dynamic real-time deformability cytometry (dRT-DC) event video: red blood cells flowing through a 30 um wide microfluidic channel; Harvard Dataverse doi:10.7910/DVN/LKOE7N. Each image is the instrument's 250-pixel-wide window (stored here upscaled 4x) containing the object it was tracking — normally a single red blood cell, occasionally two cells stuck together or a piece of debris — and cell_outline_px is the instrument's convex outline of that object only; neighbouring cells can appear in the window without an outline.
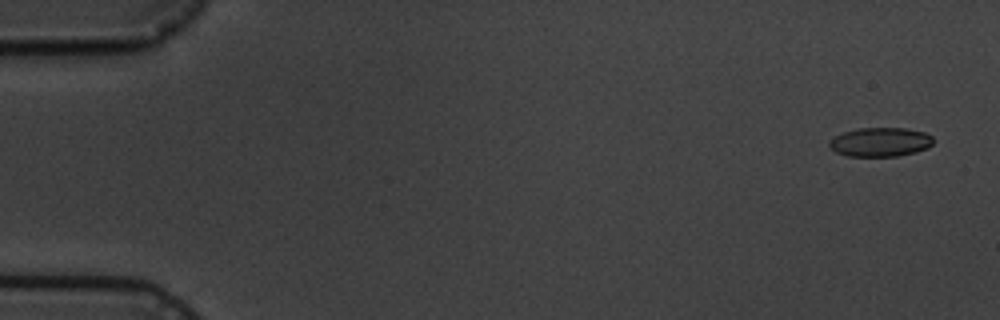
{"species": "common noctule bat (a hibernating species)", "species_latin": "Nyctalus noctula", "temperature_condition": "cold", "stored_images_in_passage": 4, "camera_frame_rate_fps": 3000, "um_per_image_px": 0.085, "animal": {"sex": "male", "body_mass_g": 19.5, "forearm_length_mm": 54.6}, "frame": {"image": 1, "passage_image": 1, "time_ms": 0.0, "image_size_px": [1000, 320], "cell_outline_px": [[932, 144], [928, 148], [916, 152], [900, 156], [848, 156], [836, 152], [828, 144], [828, 140], [844, 132], [860, 128], [904, 128], [924, 132], [932, 136]], "centroid_in_image_um": [74.83, 12.08], "position_along_channel_um": 10.2, "area_um2": 17.57}}